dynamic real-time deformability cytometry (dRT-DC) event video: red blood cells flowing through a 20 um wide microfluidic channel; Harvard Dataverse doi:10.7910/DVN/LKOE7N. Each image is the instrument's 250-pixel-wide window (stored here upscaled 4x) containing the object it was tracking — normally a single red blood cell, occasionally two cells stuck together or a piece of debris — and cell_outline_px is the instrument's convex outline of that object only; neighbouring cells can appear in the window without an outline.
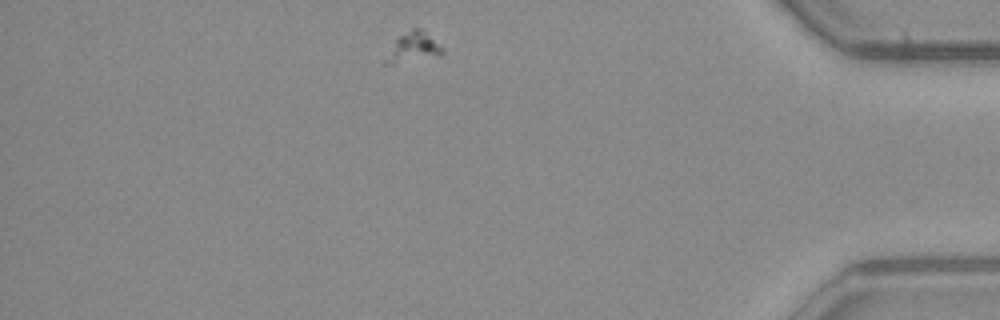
{"species": "common noctule bat (a hibernating species)", "species_latin": "Nyctalus noctula", "temperature_condition": "warm", "stored_images_in_passage": 33, "camera_frame_rate_fps": 3000, "um_per_image_px": 0.085, "animal": {"sex": "male", "body_mass_g": 23.1, "forearm_length_mm": 52.7}, "frame": {"image": 1, "passage_image": 33, "time_ms": 10.667, "image_size_px": [1000, 320], "cell_outline_px": [[444, 52], [440, 56], [392, 64], [380, 64], [380, 60], [396, 40], [400, 36], [412, 28], [420, 28], [444, 48]], "centroid_in_image_um": [35.05, 4.08], "position_along_channel_um": 400.1, "area_um2": 10.06}}